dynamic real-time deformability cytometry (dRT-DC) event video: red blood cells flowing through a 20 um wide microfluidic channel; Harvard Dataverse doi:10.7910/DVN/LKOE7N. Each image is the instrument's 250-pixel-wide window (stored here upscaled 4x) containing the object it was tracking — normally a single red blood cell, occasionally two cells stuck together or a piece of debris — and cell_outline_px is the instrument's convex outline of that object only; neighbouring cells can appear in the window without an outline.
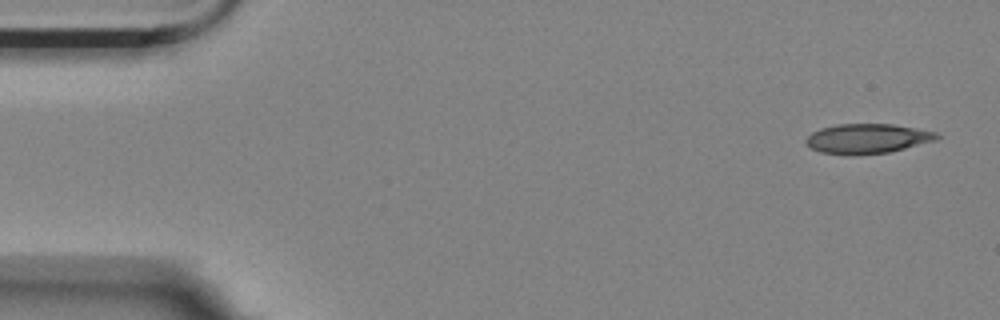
{"species": "Egyptian fruit bat (a non-hibernating species)", "species_latin": "Rousettus aegyptiacus", "temperature_condition": "room temperature", "stored_images_in_passage": 6, "camera_frame_rate_fps": 3000, "um_per_image_px": 0.085, "animal": {"sex": "female"}, "frame": {"image": 1, "passage_image": 1, "time_ms": 0.0, "image_size_px": [1000, 320], "cell_outline_px": [[940, 136], [936, 140], [888, 152], [856, 156], [848, 156], [820, 152], [812, 148], [804, 140], [812, 132], [820, 128], [836, 124], [892, 124], [936, 132]], "centroid_in_image_um": [73.68, 11.79], "position_along_channel_um": 11.3, "area_um2": 22.72}}
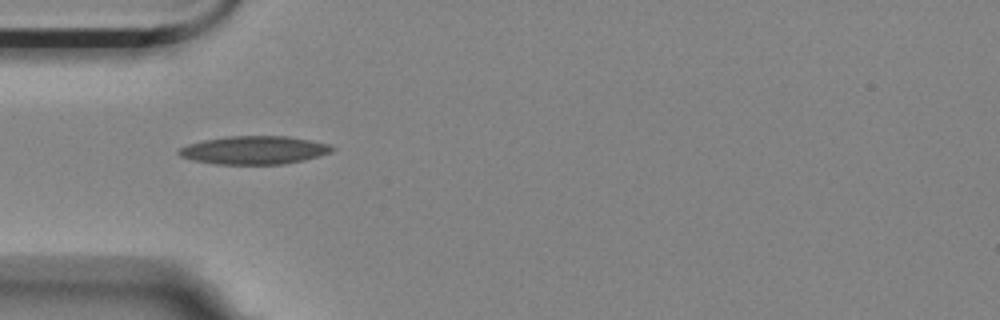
{"frame": {"image": 2, "passage_image": 5, "time_ms": 1.333, "image_size_px": [1000, 320], "cell_outline_px": [[336, 148], [332, 152], [304, 160], [284, 164], [216, 164], [192, 160], [180, 156], [176, 152], [180, 148], [188, 144], [204, 140], [224, 136], [288, 136], [328, 144]], "centroid_in_image_um": [21.58, 12.76], "position_along_channel_um": 63.4, "area_um2": 25.2}}
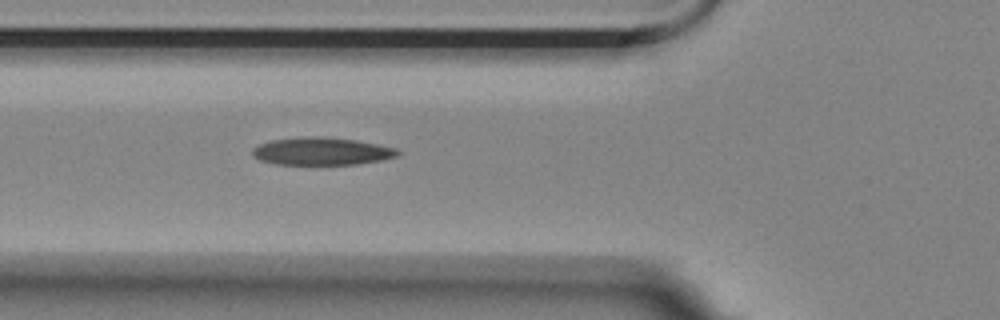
{"frame": {"image": 3, "passage_image": 6, "time_ms": 1.667, "image_size_px": [1000, 320], "cell_outline_px": [[400, 152], [396, 156], [380, 160], [356, 164], [276, 164], [260, 160], [252, 156], [252, 148], [260, 144], [272, 140], [304, 136], [324, 136], [356, 140], [396, 148]], "centroid_in_image_um": [27.3, 12.85], "position_along_channel_um": 98.5, "area_um2": 23.29}}